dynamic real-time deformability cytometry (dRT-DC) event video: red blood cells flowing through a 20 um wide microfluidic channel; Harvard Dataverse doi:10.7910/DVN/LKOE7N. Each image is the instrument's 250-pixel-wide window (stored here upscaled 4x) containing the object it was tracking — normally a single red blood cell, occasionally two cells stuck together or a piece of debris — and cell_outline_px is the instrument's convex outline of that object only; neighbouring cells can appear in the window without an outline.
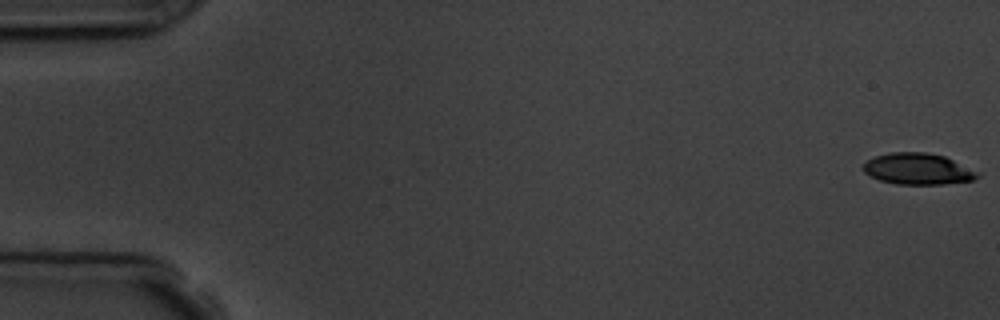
{"species": "common noctule bat (a hibernating species)", "species_latin": "Nyctalus noctula", "temperature_condition": "room temperature", "stored_images_in_passage": 4, "camera_frame_rate_fps": 3000, "um_per_image_px": 0.085, "animal": {"sex": "male", "body_mass_g": 19.5, "forearm_length_mm": 54.6}, "frame": {"image": 1, "passage_image": 1, "time_ms": 0.0, "image_size_px": [1000, 320], "cell_outline_px": [[984, 172], [980, 176], [972, 180], [944, 184], [896, 184], [880, 180], [864, 172], [864, 164], [872, 156], [888, 152], [928, 152], [944, 156]], "centroid_in_image_um": [78.09, 14.34], "position_along_channel_um": 6.9, "area_um2": 21.15}}
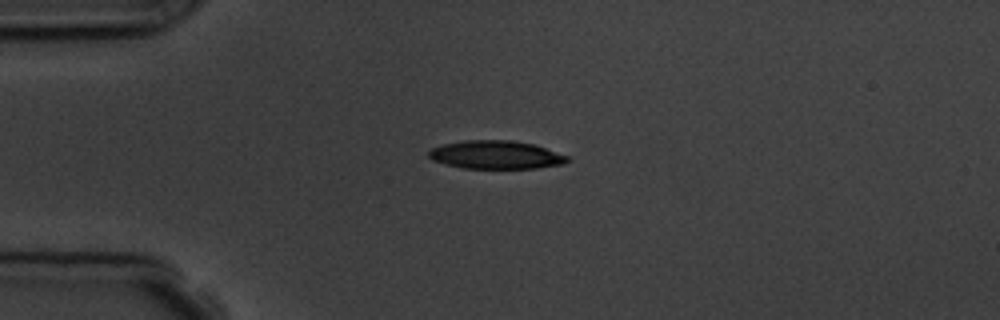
{"frame": {"image": 2, "passage_image": 4, "time_ms": 4.333, "image_size_px": [1000, 320], "cell_outline_px": [[572, 160], [564, 164], [536, 168], [464, 168], [432, 160], [428, 156], [428, 148], [444, 144], [464, 140], [512, 140], [532, 144], [568, 156]], "centroid_in_image_um": [42.14, 13.15], "position_along_channel_um": 42.9, "area_um2": 22.77}}